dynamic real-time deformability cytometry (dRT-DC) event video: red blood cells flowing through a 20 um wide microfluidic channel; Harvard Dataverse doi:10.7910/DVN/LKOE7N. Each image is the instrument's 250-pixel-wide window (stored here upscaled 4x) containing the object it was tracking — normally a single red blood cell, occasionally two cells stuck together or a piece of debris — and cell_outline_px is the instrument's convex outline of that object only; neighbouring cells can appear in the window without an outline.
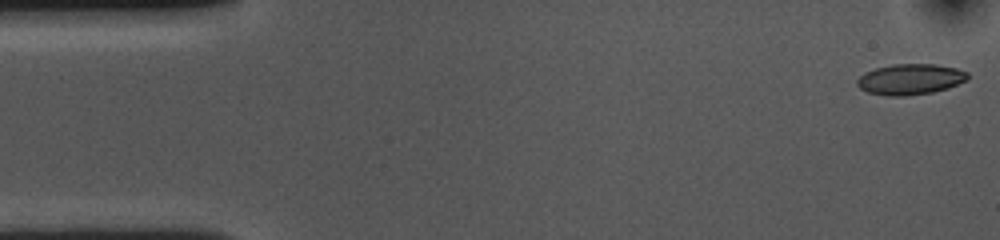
{"species": "common noctule bat (a hibernating species)", "species_latin": "Nyctalus noctula", "temperature_condition": "cold", "stored_images_in_passage": 7, "camera_frame_rate_fps": 3000, "um_per_image_px": 0.085, "animal": {"sex": "female", "body_mass_g": 10.0, "forearm_length_mm": 53.1}, "frame": {"image": 1, "passage_image": 1, "time_ms": 0.0, "image_size_px": [1000, 240], "cell_outline_px": [[968, 80], [948, 88], [932, 92], [904, 96], [888, 96], [868, 92], [860, 88], [856, 84], [856, 80], [864, 72], [876, 68], [892, 64], [936, 64], [956, 68], [968, 72]], "centroid_in_image_um": [77.37, 6.73], "position_along_channel_um": 7.6, "area_um2": 19.88}}